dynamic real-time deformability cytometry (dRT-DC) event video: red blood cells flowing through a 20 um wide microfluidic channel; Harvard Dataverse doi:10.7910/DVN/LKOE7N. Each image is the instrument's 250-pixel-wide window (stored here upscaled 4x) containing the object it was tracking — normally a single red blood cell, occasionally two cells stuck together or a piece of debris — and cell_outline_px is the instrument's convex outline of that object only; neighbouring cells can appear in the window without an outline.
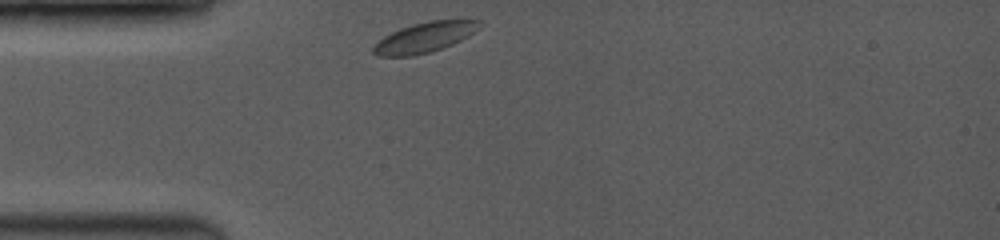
{"species": "common noctule bat (a hibernating species)", "species_latin": "Nyctalus noctula", "temperature_condition": "room temperature", "stored_images_in_passage": 42, "camera_frame_rate_fps": 3500, "um_per_image_px": 0.085, "animal": {"sex": "female", "body_mass_g": 19.0, "forearm_length_mm": 53.3}, "frame": {"image": 1, "passage_image": 1, "time_ms": 0.0, "image_size_px": [1000, 240], "cell_outline_px": [[480, 20], [476, 28], [468, 36], [452, 44], [428, 52], [412, 56], [376, 56], [372, 52], [372, 48], [384, 36], [400, 28], [412, 24], [428, 20]], "centroid_in_image_um": [36.02, 3.18], "position_along_channel_um": 49.0, "area_um2": 18.21}}
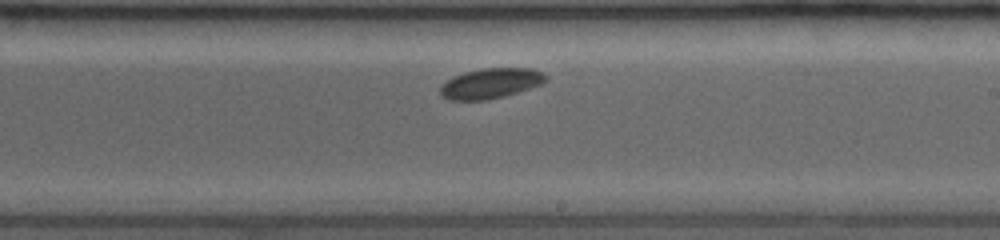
{"frame": {"image": 2, "passage_image": 26, "time_ms": 5.429, "image_size_px": [1000, 240], "cell_outline_px": [[548, 80], [544, 84], [504, 96], [488, 100], [448, 100], [440, 96], [440, 84], [452, 76], [464, 72], [480, 68], [532, 68], [544, 72], [548, 76]], "centroid_in_image_um": [41.71, 7.08], "position_along_channel_um": 247.3, "area_um2": 19.07}}
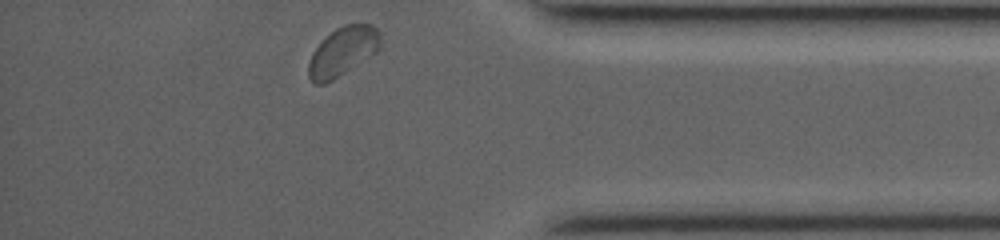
{"frame": {"image": 3, "passage_image": 42, "time_ms": 9.714, "image_size_px": [1000, 240], "cell_outline_px": [[380, 48], [376, 52], [332, 80], [324, 84], [312, 84], [308, 76], [308, 64], [312, 52], [336, 28], [344, 24], [372, 24], [380, 32]], "centroid_in_image_um": [29.12, 4.38], "position_along_channel_um": 406.1, "area_um2": 20.17}}